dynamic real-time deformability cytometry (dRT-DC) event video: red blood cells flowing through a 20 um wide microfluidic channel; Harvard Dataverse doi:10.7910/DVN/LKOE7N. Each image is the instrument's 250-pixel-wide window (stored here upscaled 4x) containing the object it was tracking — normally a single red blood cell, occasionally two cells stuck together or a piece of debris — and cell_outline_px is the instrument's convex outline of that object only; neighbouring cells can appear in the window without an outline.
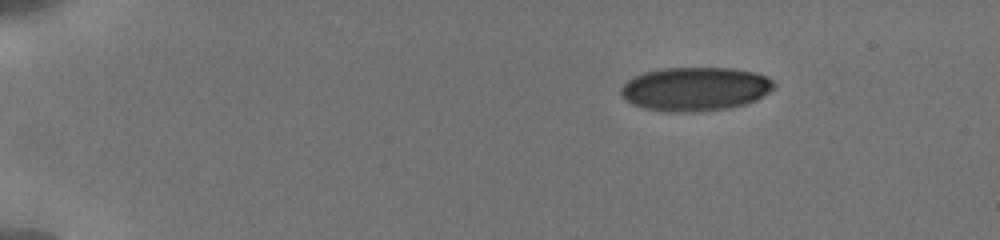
{"species": "human", "species_latin": "Homo sapiens", "temperature_condition": "cold", "stored_images_in_passage": 47, "camera_frame_rate_fps": 3000, "um_per_image_px": 0.085, "donor": {"sex": "male"}, "frame": {"image": 1, "passage_image": 1, "time_ms": 0.0, "image_size_px": [1000, 240], "cell_outline_px": [[776, 88], [756, 100], [744, 104], [728, 108], [692, 112], [668, 112], [644, 108], [632, 104], [624, 100], [620, 96], [620, 88], [632, 76], [644, 72], [664, 68], [732, 68], [756, 72], [768, 76], [776, 84]], "centroid_in_image_um": [59.09, 7.56], "position_along_channel_um": 25.9, "area_um2": 39.48}}
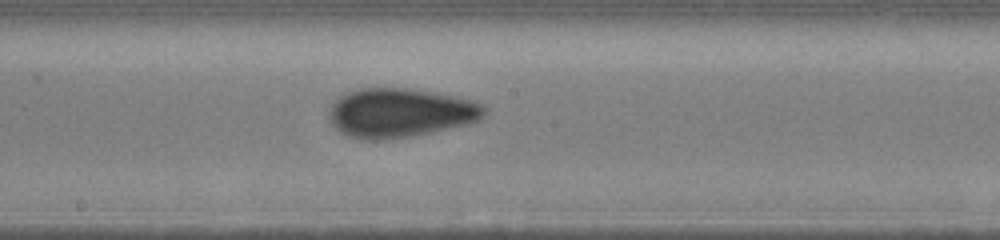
{"frame": {"image": 2, "passage_image": 24, "time_ms": 7.667, "image_size_px": [1000, 240], "cell_outline_px": [[484, 116], [480, 120], [468, 124], [408, 136], [376, 140], [368, 140], [348, 136], [340, 132], [328, 120], [332, 104], [344, 92], [360, 88], [404, 88], [436, 92], [484, 104]], "centroid_in_image_um": [33.97, 9.58], "position_along_channel_um": 214.2, "area_um2": 44.04}}
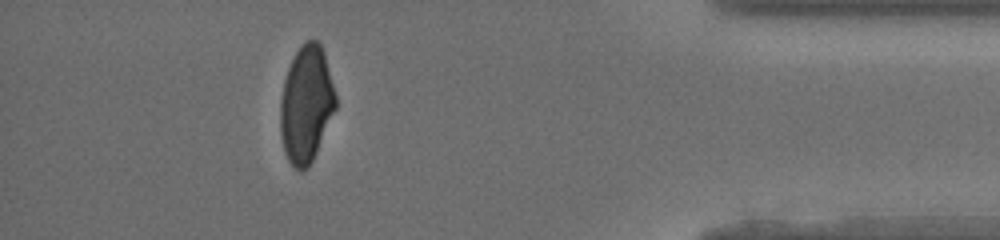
{"frame": {"image": 3, "passage_image": 42, "time_ms": 13.667, "image_size_px": [1000, 240], "cell_outline_px": [[336, 108], [316, 152], [312, 160], [300, 172], [288, 160], [284, 152], [280, 132], [280, 100], [284, 80], [288, 68], [300, 44], [308, 40], [316, 40], [320, 44], [324, 52], [336, 96]], "centroid_in_image_um": [26.02, 8.84], "position_along_channel_um": 409.2, "area_um2": 37.34}, "authors_computed_cell_mechanics": {"area_um2": 41.5004, "velocity_mm_per_s": 3.8559, "shape_relaxation_time_tau1_ms": 6.1915, "shape_relaxation_time_tau2_ms": 1.0488, "deformation_change_tau1": 0.1409, "deformation_change_tau2": 0.0446}}